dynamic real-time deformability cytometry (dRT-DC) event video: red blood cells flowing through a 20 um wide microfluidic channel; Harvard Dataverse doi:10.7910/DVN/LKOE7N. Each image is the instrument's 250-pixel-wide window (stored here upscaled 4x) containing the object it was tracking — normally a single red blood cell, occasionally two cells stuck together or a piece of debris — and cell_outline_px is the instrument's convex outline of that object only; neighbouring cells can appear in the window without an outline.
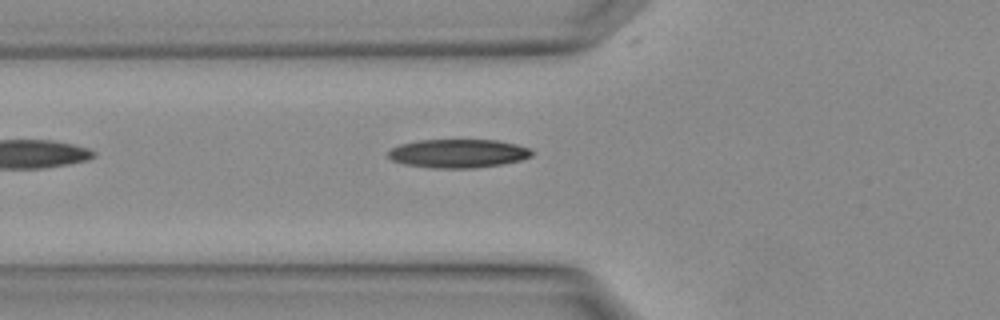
{"species": "Egyptian fruit bat (a non-hibernating species)", "species_latin": "Rousettus aegyptiacus", "temperature_condition": "warm", "stored_images_in_passage": 2, "camera_frame_rate_fps": 3000, "um_per_image_px": 0.085, "animal": {"sex": "female"}, "frame": {"image": 1, "passage_image": 2, "time_ms": 0.333, "image_size_px": [1000, 320], "cell_outline_px": [[532, 156], [520, 160], [500, 164], [476, 168], [428, 168], [404, 164], [392, 160], [388, 156], [388, 152], [392, 148], [400, 144], [420, 140], [496, 140], [516, 144], [528, 148], [532, 152]], "centroid_in_image_um": [38.91, 13.05], "position_along_channel_um": 86.9, "area_um2": 23.87}}